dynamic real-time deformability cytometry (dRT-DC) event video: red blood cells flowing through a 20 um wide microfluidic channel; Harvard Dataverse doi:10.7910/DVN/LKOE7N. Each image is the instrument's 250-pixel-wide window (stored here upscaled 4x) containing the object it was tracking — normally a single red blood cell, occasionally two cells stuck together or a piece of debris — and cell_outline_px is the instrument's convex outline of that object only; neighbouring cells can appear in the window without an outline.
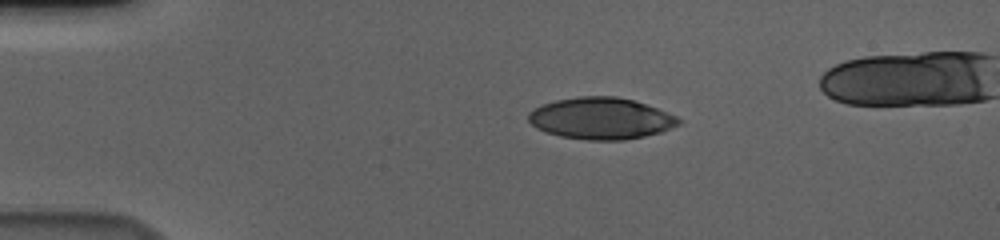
{"species": "human", "species_latin": "Homo sapiens", "temperature_condition": "cold", "stored_images_in_passage": 5, "camera_frame_rate_fps": 3000, "um_per_image_px": 0.085, "donor": {"sex": "male"}, "frame": {"image": 1, "passage_image": 1, "time_ms": 0.0, "image_size_px": [1000, 240], "cell_outline_px": [[980, 96], [976, 100], [908, 104], [856, 104], [840, 100], [832, 96], [824, 88], [824, 76], [832, 68], [840, 64], [852, 60], [884, 56], [932, 52], [964, 52], [972, 56]], "centroid_in_image_um": [76.93, 6.74], "position_along_channel_um": 8.1, "area_um2": 49.77}}